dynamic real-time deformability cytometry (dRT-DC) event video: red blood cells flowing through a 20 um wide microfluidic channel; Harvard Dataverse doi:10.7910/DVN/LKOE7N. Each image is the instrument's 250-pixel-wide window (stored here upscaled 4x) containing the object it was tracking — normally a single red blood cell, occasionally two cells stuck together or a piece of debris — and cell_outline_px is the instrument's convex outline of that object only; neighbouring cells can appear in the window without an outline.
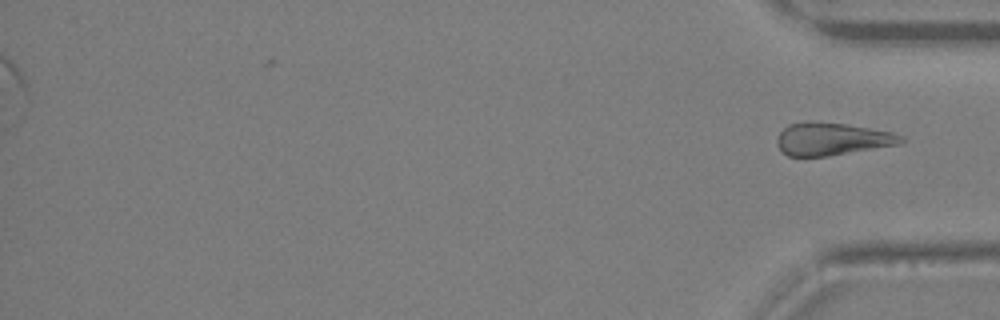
{"species": "Egyptian fruit bat (a non-hibernating species)", "species_latin": "Rousettus aegyptiacus", "temperature_condition": "warm", "stored_images_in_passage": 29, "segment_of_instrument_passage": [2, 2], "camera_frame_rate_fps": 3000, "um_per_image_px": 0.085, "animal": {"sex": "female"}, "frame": {"image": 1, "passage_image": 29, "time_ms": 9.333, "image_size_px": [1000, 320], "cell_outline_px": [[904, 140], [900, 144], [828, 156], [788, 156], [776, 144], [776, 136], [788, 124], [808, 120], [844, 124], [892, 132], [904, 136]], "centroid_in_image_um": [70.69, 11.8], "position_along_channel_um": 364.5, "area_um2": 23.58}}